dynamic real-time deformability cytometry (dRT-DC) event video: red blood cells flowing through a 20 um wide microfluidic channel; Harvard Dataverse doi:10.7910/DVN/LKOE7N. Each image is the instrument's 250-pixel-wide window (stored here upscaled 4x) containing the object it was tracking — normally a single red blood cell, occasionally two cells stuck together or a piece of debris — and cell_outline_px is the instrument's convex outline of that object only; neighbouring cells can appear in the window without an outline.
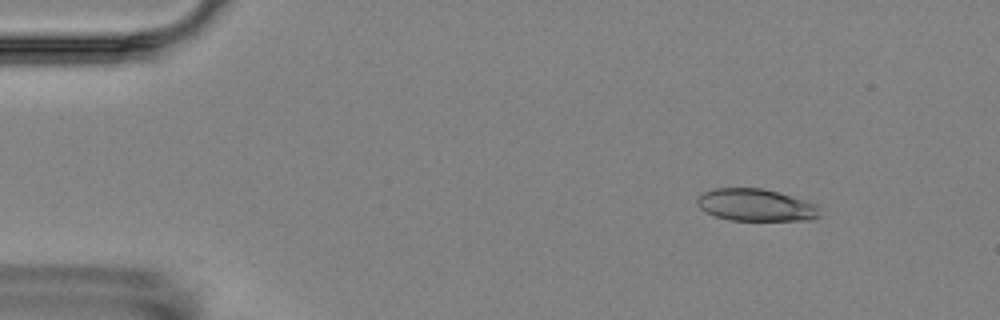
{"species": "Egyptian fruit bat (a non-hibernating species)", "species_latin": "Rousettus aegyptiacus", "temperature_condition": "room temperature", "stored_images_in_passage": 5, "camera_frame_rate_fps": 3000, "um_per_image_px": 0.085, "animal": {"sex": "female"}, "frame": {"image": 1, "passage_image": 1, "time_ms": 0.0, "image_size_px": [1000, 320], "cell_outline_px": [[820, 216], [812, 220], [728, 220], [704, 212], [696, 204], [696, 196], [712, 188], [764, 188], [804, 200], [816, 204]], "centroid_in_image_um": [64.19, 17.42], "position_along_channel_um": 20.8, "area_um2": 23.12}}